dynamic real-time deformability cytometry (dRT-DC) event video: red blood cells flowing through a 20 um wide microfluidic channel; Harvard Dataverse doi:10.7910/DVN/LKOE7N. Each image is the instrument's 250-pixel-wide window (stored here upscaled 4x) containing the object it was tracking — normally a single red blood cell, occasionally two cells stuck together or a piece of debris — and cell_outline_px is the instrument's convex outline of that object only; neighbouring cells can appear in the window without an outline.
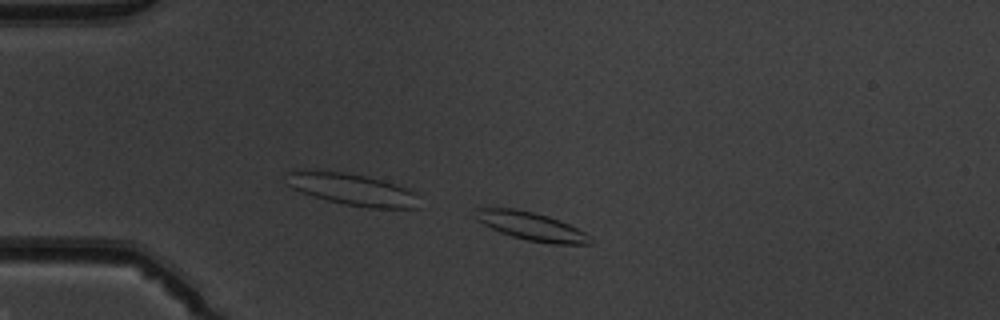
{"species": "common noctule bat (a hibernating species)", "species_latin": "Nyctalus noctula", "temperature_condition": "warm", "stored_images_in_passage": 31, "camera_frame_rate_fps": 3000, "um_per_image_px": 0.085, "animal": {"sex": "male", "body_mass_g": 19.5, "forearm_length_mm": 54.6}, "frame": {"image": 1, "passage_image": 1, "time_ms": 0.0, "image_size_px": [1000, 320], "cell_outline_px": [[592, 244], [552, 244], [528, 240], [512, 236], [500, 232], [476, 220], [476, 208], [512, 208], [532, 212], [548, 216], [560, 220], [584, 232], [592, 240]], "centroid_in_image_um": [45.17, 19.23], "position_along_channel_um": 39.8, "area_um2": 18.55}}
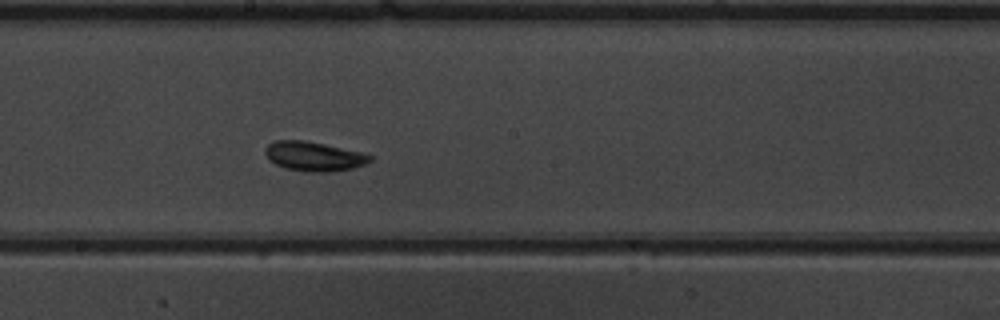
{"frame": {"image": 2, "passage_image": 18, "time_ms": 5.667, "image_size_px": [1000, 320], "cell_outline_px": [[372, 160], [364, 164], [352, 168], [332, 172], [308, 172], [284, 168], [268, 160], [264, 152], [264, 148], [272, 140], [304, 140], [324, 144], [360, 152], [372, 156]], "centroid_in_image_um": [26.62, 13.29], "position_along_channel_um": 221.6, "area_um2": 18.03}}
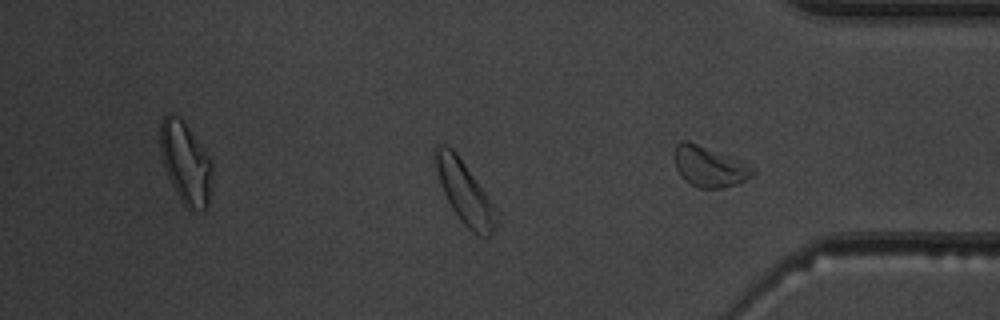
{"frame": {"image": 3, "passage_image": 30, "time_ms": 9.667, "image_size_px": [1000, 320], "cell_outline_px": [[496, 228], [488, 236], [480, 236], [472, 232], [460, 220], [452, 208], [440, 184], [432, 156], [432, 148], [436, 144], [444, 144], [452, 148], [456, 152], [496, 208]], "centroid_in_image_um": [39.44, 16.3], "position_along_channel_um": 395.8, "area_um2": 22.02}, "authors_computed_cell_mechanics": {"area_um2": 17.2822, "velocity_mm_per_s": 3.8768, "shape_relaxation_time_tau1_ms": 3.4713, "shape_relaxation_time_tau2_ms": 2.2721, "deformation_change_tau1": 0.0854, "deformation_change_tau2": 0.0741}}